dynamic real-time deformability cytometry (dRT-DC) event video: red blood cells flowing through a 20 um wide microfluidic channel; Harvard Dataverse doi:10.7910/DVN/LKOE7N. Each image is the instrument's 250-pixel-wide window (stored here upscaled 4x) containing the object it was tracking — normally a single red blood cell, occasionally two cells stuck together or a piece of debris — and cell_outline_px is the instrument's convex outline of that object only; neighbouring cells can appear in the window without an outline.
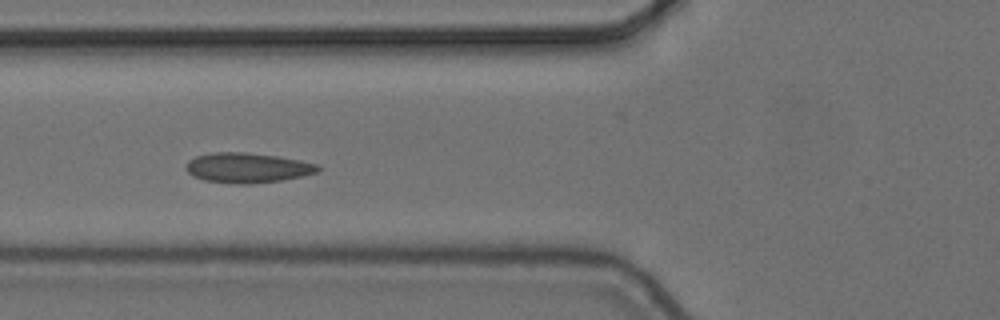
{"species": "common noctule bat (a hibernating species)", "species_latin": "Nyctalus noctula", "temperature_condition": "cold", "stored_images_in_passage": 8, "segment_of_instrument_passage": [1, 2], "camera_frame_rate_fps": 3000, "um_per_image_px": 0.085, "animal": {"sex": "female", "body_mass_g": 24.6, "forearm_length_mm": 56.2}, "frame": {"image": 1, "passage_image": 7, "time_ms": 2.0, "image_size_px": [1000, 320], "cell_outline_px": [[320, 172], [280, 180], [248, 184], [236, 184], [204, 180], [192, 176], [184, 168], [188, 160], [196, 156], [212, 152], [244, 152], [276, 156], [300, 160], [320, 164]], "centroid_in_image_um": [21.01, 14.26], "position_along_channel_um": 104.8, "area_um2": 23.12}}